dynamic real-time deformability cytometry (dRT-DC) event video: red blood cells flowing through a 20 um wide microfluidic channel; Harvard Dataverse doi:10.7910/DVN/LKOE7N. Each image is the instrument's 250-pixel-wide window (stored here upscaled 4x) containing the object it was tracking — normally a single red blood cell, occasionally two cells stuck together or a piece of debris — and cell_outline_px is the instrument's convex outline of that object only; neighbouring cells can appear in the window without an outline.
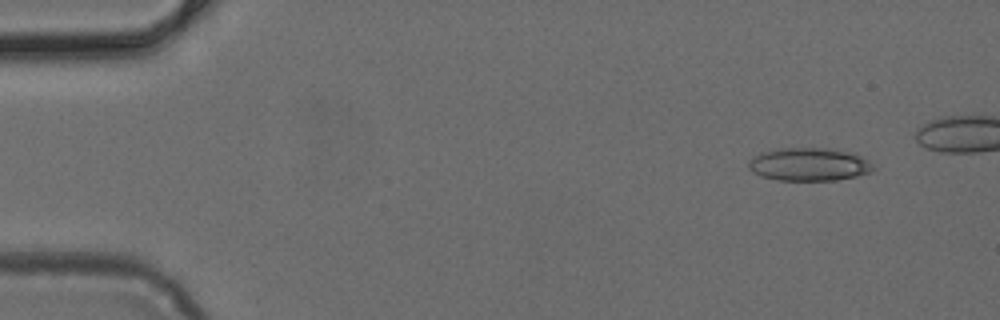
{"species": "common noctule bat (a hibernating species)", "species_latin": "Nyctalus noctula", "temperature_condition": "cold", "stored_images_in_passage": 6, "camera_frame_rate_fps": 3000, "um_per_image_px": 0.085, "animal": {"sex": "female", "body_mass_g": 24.6, "forearm_length_mm": 56.2}, "frame": {"image": 1, "passage_image": 1, "time_ms": 0.0, "image_size_px": [1000, 320], "cell_outline_px": [[876, 168], [872, 172], [856, 176], [836, 180], [776, 180], [760, 176], [752, 172], [748, 168], [748, 164], [752, 156], [760, 152], [780, 148], [836, 148], [860, 156], [868, 160]], "centroid_in_image_um": [68.75, 13.97], "position_along_channel_um": 16.2, "area_um2": 24.28}}
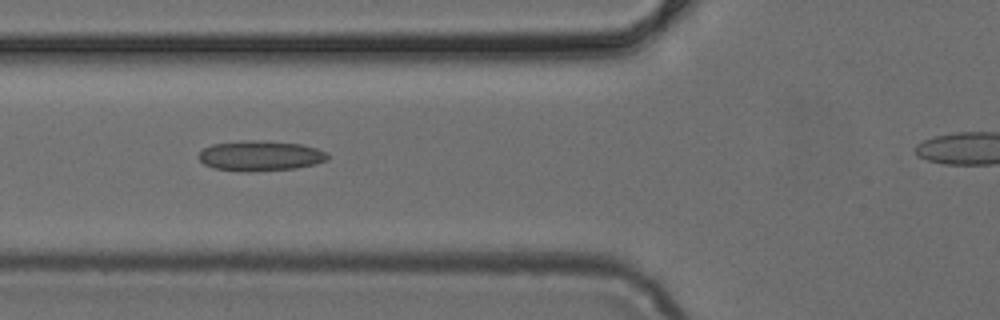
{"frame": {"image": 2, "passage_image": 5, "time_ms": 1.333, "image_size_px": [1000, 320], "cell_outline_px": [[328, 160], [316, 164], [296, 168], [248, 172], [212, 168], [204, 164], [200, 160], [200, 152], [204, 148], [212, 144], [248, 140], [252, 140], [304, 144], [328, 152]], "centroid_in_image_um": [22.16, 13.25], "position_along_channel_um": 103.6, "area_um2": 22.72}}